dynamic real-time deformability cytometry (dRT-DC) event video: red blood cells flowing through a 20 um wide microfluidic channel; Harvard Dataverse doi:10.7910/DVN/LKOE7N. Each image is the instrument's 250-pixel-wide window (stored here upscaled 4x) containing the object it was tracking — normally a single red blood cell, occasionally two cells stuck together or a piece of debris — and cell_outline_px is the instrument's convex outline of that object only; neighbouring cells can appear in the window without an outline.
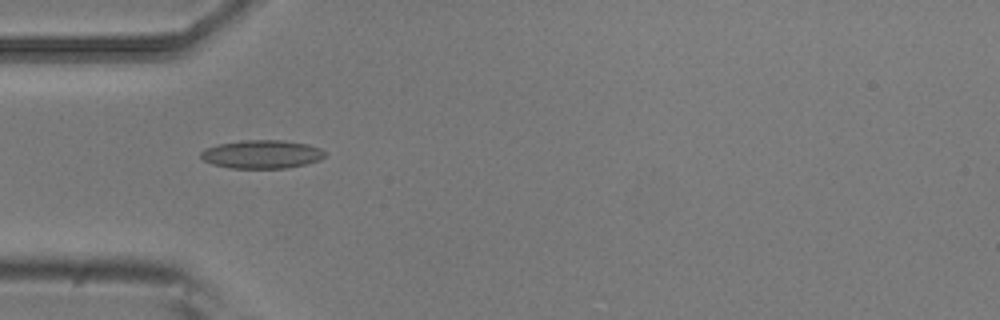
{"species": "common noctule bat (a hibernating species)", "species_latin": "Nyctalus noctula", "temperature_condition": "room temperature", "stored_images_in_passage": 2, "camera_frame_rate_fps": 3000, "um_per_image_px": 0.085, "animal": {"sex": "male", "body_mass_g": 20.5, "forearm_length_mm": 52.5}, "frame": {"image": 1, "passage_image": 1, "time_ms": 0.0, "image_size_px": [1000, 320], "cell_outline_px": [[324, 156], [320, 160], [288, 168], [228, 168], [212, 164], [204, 160], [200, 156], [200, 152], [204, 148], [220, 144], [244, 140], [284, 140], [308, 144], [320, 148], [324, 152]], "centroid_in_image_um": [22.24, 13.11], "position_along_channel_um": 62.8, "area_um2": 20.52}}
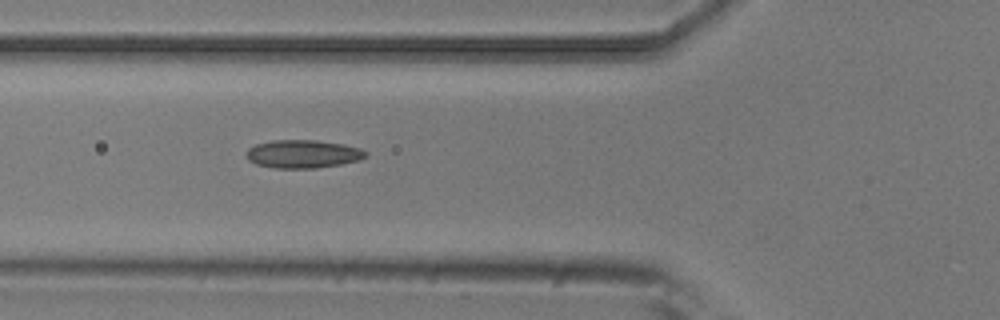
{"frame": {"image": 2, "passage_image": 2, "time_ms": 0.333, "image_size_px": [1000, 320], "cell_outline_px": [[368, 156], [360, 160], [340, 164], [316, 168], [276, 168], [256, 164], [248, 160], [248, 148], [256, 144], [272, 140], [316, 140], [344, 144], [360, 148], [368, 152]], "centroid_in_image_um": [25.79, 13.08], "position_along_channel_um": 100.0, "area_um2": 19.59}}